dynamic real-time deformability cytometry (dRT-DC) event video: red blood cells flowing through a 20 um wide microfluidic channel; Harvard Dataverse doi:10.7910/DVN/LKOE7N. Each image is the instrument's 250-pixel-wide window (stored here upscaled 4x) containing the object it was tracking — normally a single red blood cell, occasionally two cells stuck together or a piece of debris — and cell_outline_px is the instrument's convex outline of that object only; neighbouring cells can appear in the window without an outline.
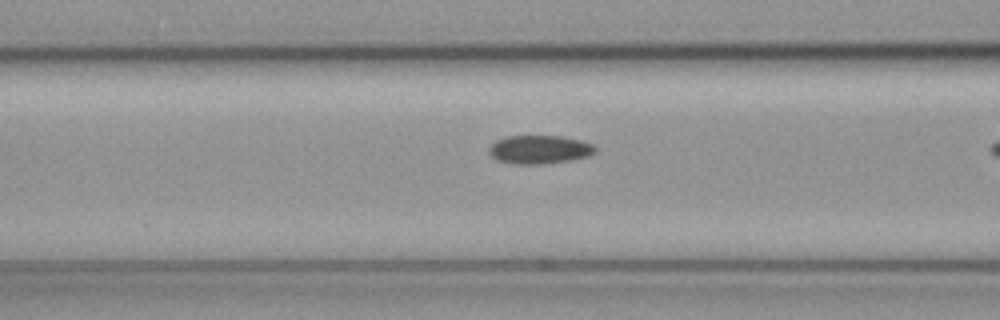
{"species": "common noctule bat (a hibernating species)", "species_latin": "Nyctalus noctula", "temperature_condition": "cold", "stored_images_in_passage": 22, "camera_frame_rate_fps": 3000, "um_per_image_px": 0.085, "animal": {"sex": "female", "body_mass_g": 19.3, "forearm_length_mm": 54.1}, "frame": {"image": 1, "passage_image": 20, "time_ms": 6.333, "image_size_px": [1000, 320], "cell_outline_px": [[596, 152], [588, 156], [572, 160], [544, 164], [508, 164], [496, 160], [488, 152], [488, 148], [496, 140], [508, 136], [564, 136], [584, 140], [592, 144], [596, 148]], "centroid_in_image_um": [45.86, 12.71], "position_along_channel_um": 120.7, "area_um2": 17.98}}